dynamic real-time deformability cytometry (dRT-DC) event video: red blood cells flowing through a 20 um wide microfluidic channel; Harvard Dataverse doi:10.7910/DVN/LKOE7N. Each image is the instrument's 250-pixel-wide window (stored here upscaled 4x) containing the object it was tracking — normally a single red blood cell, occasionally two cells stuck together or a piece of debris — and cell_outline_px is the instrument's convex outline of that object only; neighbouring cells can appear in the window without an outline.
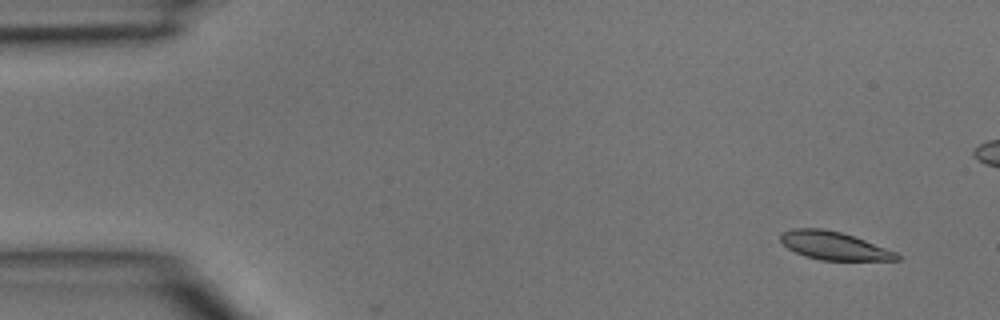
{"species": "common noctule bat (a hibernating species)", "species_latin": "Nyctalus noctula", "temperature_condition": "room temperature", "stored_images_in_passage": 5, "camera_frame_rate_fps": 3000, "um_per_image_px": 0.085, "animal": {"sex": "male", "body_mass_g": 15.6}, "frame": {"image": 1, "passage_image": 1, "time_ms": 0.0, "image_size_px": [1000, 320], "cell_outline_px": [[900, 260], [820, 260], [804, 256], [788, 248], [780, 240], [780, 232], [792, 228], [824, 228], [840, 232], [864, 240], [896, 252], [900, 256]], "centroid_in_image_um": [70.84, 20.88], "position_along_channel_um": 14.2, "area_um2": 18.96}}
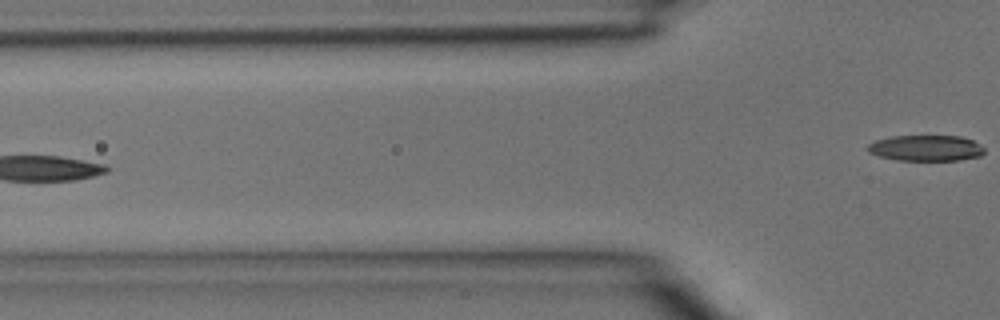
{"frame": {"image": 2, "passage_image": 5, "time_ms": 1.333, "image_size_px": [1000, 320], "cell_outline_px": [[984, 152], [980, 156], [960, 160], [896, 160], [880, 156], [868, 152], [868, 144], [876, 140], [892, 136], [960, 136], [972, 140], [980, 144], [984, 148]], "centroid_in_image_um": [78.72, 12.58], "position_along_channel_um": 47.1, "area_um2": 17.51}}